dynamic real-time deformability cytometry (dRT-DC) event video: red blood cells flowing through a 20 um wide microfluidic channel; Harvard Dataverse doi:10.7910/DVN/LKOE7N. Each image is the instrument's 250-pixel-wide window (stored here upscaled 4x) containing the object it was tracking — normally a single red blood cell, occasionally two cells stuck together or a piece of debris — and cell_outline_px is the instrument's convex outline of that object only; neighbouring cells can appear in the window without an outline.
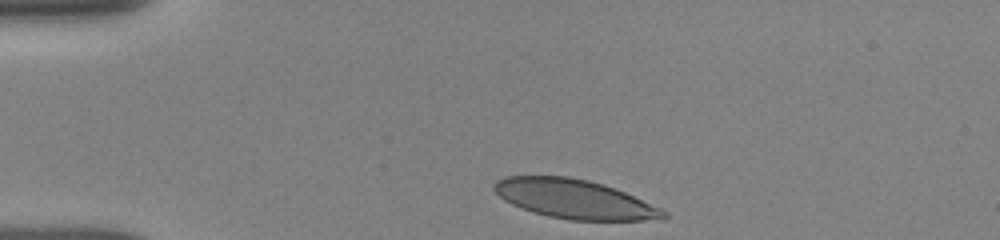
{"species": "human", "species_latin": "Homo sapiens", "temperature_condition": "room temperature", "stored_images_in_passage": 5, "camera_frame_rate_fps": 3000, "um_per_image_px": 0.085, "donor": {"sex": "female"}, "frame": {"image": 1, "passage_image": 1, "time_ms": 0.0, "image_size_px": [1000, 240], "cell_outline_px": [[668, 216], [664, 220], [568, 220], [548, 216], [532, 212], [512, 204], [504, 200], [492, 188], [492, 184], [496, 180], [508, 176], [568, 176], [588, 180], [604, 184], [624, 192], [660, 208], [668, 212]], "centroid_in_image_um": [48.83, 16.92], "position_along_channel_um": 36.2, "area_um2": 38.61}}
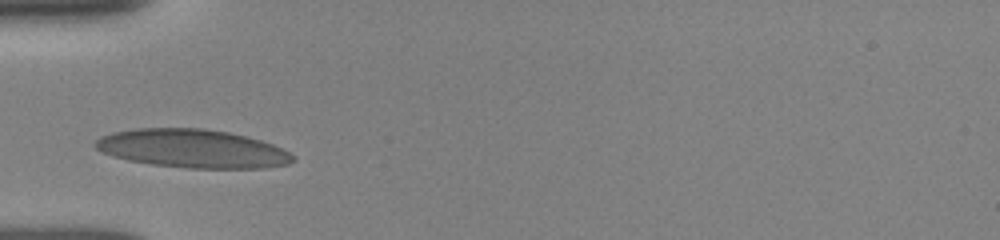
{"frame": {"image": 2, "passage_image": 4, "time_ms": 2.0, "image_size_px": [1000, 240], "cell_outline_px": [[296, 160], [288, 164], [264, 168], [188, 168], [152, 164], [128, 160], [112, 156], [96, 148], [92, 144], [100, 136], [112, 132], [136, 128], [204, 128], [228, 132], [260, 140], [272, 144], [296, 156]], "centroid_in_image_um": [16.35, 12.63], "position_along_channel_um": 68.7, "area_um2": 44.27}}